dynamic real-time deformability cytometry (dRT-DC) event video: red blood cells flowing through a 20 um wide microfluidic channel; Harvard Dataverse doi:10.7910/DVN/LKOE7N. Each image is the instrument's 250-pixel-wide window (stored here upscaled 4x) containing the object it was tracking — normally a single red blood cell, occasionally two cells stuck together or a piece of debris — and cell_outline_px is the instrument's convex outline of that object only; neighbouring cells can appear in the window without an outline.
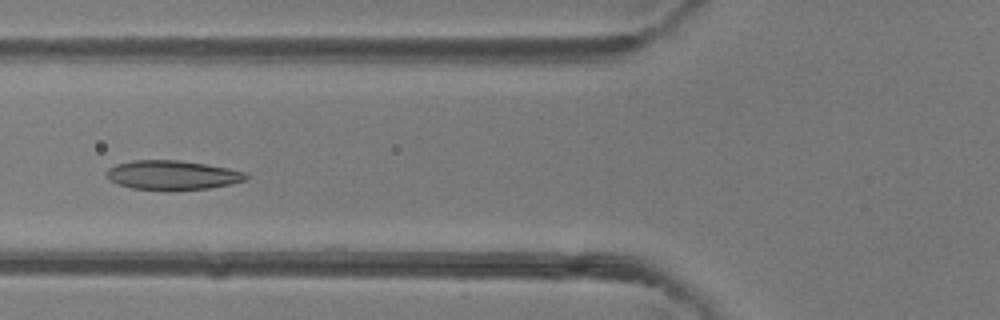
{"species": "common noctule bat (a hibernating species)", "species_latin": "Nyctalus noctula", "temperature_condition": "room temperature", "stored_images_in_passage": 6, "camera_frame_rate_fps": 3000, "um_per_image_px": 0.085, "animal": {"sex": "female"}, "frame": {"image": 1, "passage_image": 6, "time_ms": 1.667, "image_size_px": [1000, 320], "cell_outline_px": [[252, 176], [244, 180], [232, 184], [208, 188], [132, 188], [116, 184], [108, 180], [108, 168], [116, 164], [132, 160], [180, 160], [228, 168], [244, 172]], "centroid_in_image_um": [14.66, 14.85], "position_along_channel_um": 111.1, "area_um2": 23.18}}